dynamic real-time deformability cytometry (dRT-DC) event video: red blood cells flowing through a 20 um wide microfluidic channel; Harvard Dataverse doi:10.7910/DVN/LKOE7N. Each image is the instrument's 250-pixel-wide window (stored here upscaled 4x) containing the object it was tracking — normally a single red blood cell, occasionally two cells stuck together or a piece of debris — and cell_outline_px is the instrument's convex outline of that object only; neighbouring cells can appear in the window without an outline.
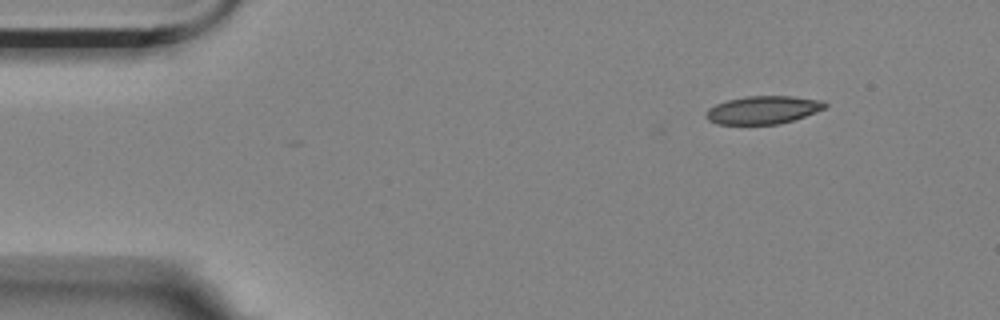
{"species": "Egyptian fruit bat (a non-hibernating species)", "species_latin": "Rousettus aegyptiacus", "temperature_condition": "room temperature", "stored_images_in_passage": 51, "camera_frame_rate_fps": 3000, "um_per_image_px": 0.085, "animal": {"sex": "female"}, "frame": {"image": 1, "passage_image": 1, "time_ms": 0.0, "image_size_px": [1000, 320], "cell_outline_px": [[828, 104], [824, 108], [804, 116], [780, 124], [716, 124], [708, 120], [704, 116], [708, 108], [716, 104], [728, 100], [748, 96], [792, 96], [824, 100]], "centroid_in_image_um": [64.84, 9.34], "position_along_channel_um": 20.2, "area_um2": 19.36}}
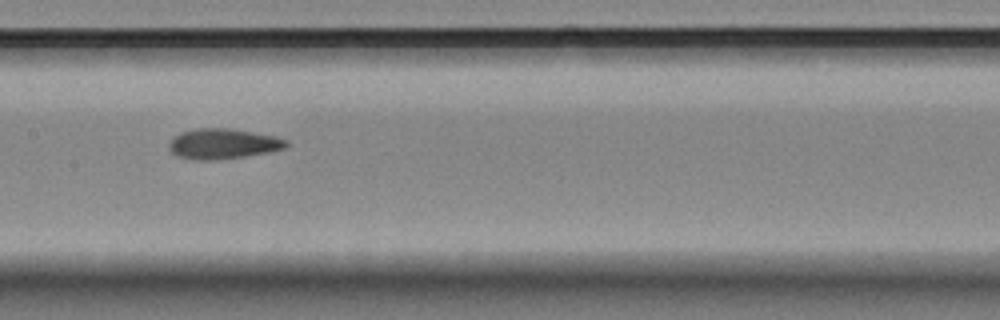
{"frame": {"image": 2, "passage_image": 22, "time_ms": 7.0, "image_size_px": [1000, 320], "cell_outline_px": [[288, 144], [284, 148], [268, 152], [244, 156], [212, 160], [192, 160], [176, 156], [168, 148], [168, 144], [172, 136], [180, 132], [196, 128], [228, 128], [276, 136], [288, 140]], "centroid_in_image_um": [18.89, 12.22], "position_along_channel_um": 188.5, "area_um2": 20.81}}
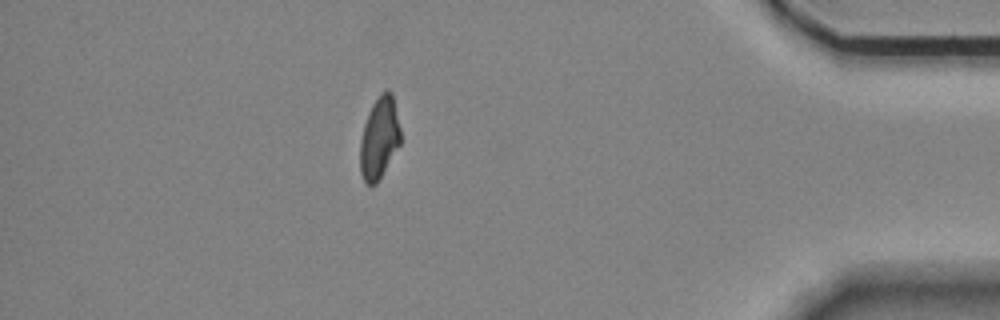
{"frame": {"image": 3, "passage_image": 44, "time_ms": 14.333, "image_size_px": [1000, 320], "cell_outline_px": [[400, 144], [376, 184], [368, 184], [364, 180], [360, 172], [360, 140], [364, 124], [368, 112], [372, 104], [380, 92], [388, 88], [392, 92], [400, 128]], "centroid_in_image_um": [32.23, 11.68], "position_along_channel_um": 403.0, "area_um2": 19.25}, "authors_computed_cell_mechanics": {"area_um2": 19.9988, "velocity_mm_per_s": 3.5125, "shape_relaxation_time_tau1_ms": 6.7126, "shape_relaxation_time_tau2_ms": 1.8127, "deformation_change_tau1": 0.1872, "deformation_change_tau2": 0.0823}}